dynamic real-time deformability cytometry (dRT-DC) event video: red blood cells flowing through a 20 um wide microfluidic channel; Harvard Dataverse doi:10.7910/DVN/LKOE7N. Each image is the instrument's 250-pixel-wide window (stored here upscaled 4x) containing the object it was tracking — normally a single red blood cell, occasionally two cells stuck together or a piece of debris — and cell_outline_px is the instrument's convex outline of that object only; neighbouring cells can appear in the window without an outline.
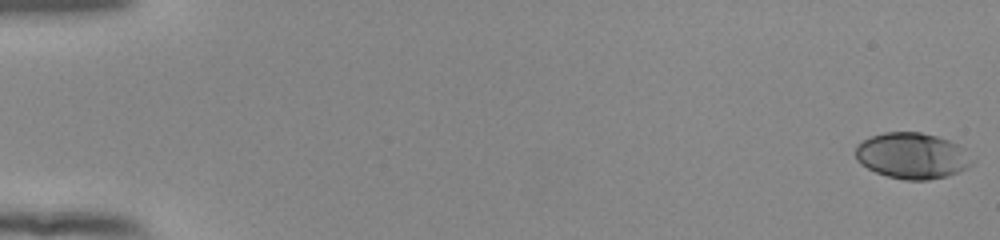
{"species": "human", "species_latin": "Homo sapiens", "temperature_condition": "room temperature", "stored_images_in_passage": 54, "camera_frame_rate_fps": 3000, "um_per_image_px": 0.085, "donor": {"sex": "female"}, "frame": {"image": 1, "passage_image": 1, "time_ms": 0.0, "image_size_px": [1000, 240], "cell_outline_px": [[976, 160], [968, 168], [960, 172], [948, 176], [928, 180], [904, 180], [888, 176], [876, 172], [860, 164], [856, 160], [856, 144], [872, 136], [884, 132], [920, 132], [936, 136], [948, 140], [964, 148]], "centroid_in_image_um": [77.57, 13.25], "position_along_channel_um": 7.4, "area_um2": 31.5}}
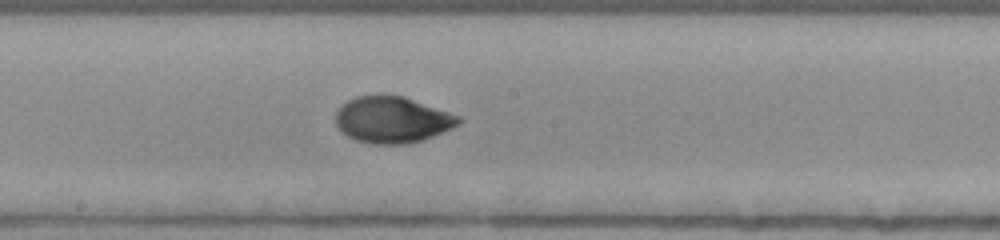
{"frame": {"image": 2, "passage_image": 31, "time_ms": 10.0, "image_size_px": [1000, 240], "cell_outline_px": [[464, 120], [460, 124], [452, 128], [424, 140], [408, 144], [376, 144], [356, 140], [348, 136], [336, 124], [336, 112], [348, 100], [356, 96], [384, 92], [404, 96], [460, 116]], "centroid_in_image_um": [33.37, 10.15], "position_along_channel_um": 214.8, "area_um2": 33.64}}
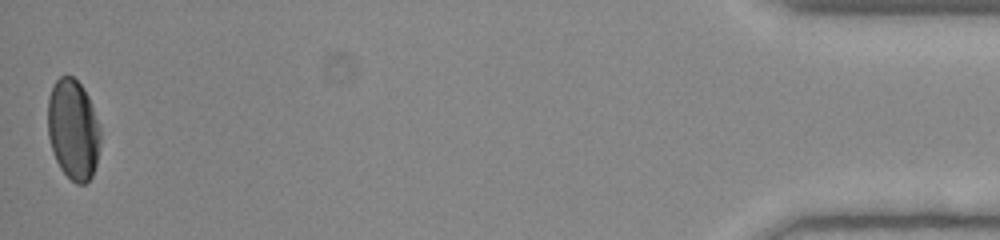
{"frame": {"image": 3, "passage_image": 54, "time_ms": 17.667, "image_size_px": [1000, 240], "cell_outline_px": [[100, 140], [96, 164], [92, 176], [84, 184], [76, 184], [60, 168], [56, 160], [48, 136], [48, 96], [56, 80], [60, 76], [72, 76], [84, 88], [88, 96], [100, 124]], "centroid_in_image_um": [6.23, 11.0], "position_along_channel_um": 429.0, "area_um2": 30.75}, "authors_computed_cell_mechanics": {"area_um2": 31.8478, "velocity_mm_per_s": 3.9065, "shape_relaxation_time_tau1_ms": 3.355, "shape_relaxation_time_tau2_ms": 1.2485, "deformation_change_tau1": 0.1394, "deformation_change_tau2": 0.0376}}